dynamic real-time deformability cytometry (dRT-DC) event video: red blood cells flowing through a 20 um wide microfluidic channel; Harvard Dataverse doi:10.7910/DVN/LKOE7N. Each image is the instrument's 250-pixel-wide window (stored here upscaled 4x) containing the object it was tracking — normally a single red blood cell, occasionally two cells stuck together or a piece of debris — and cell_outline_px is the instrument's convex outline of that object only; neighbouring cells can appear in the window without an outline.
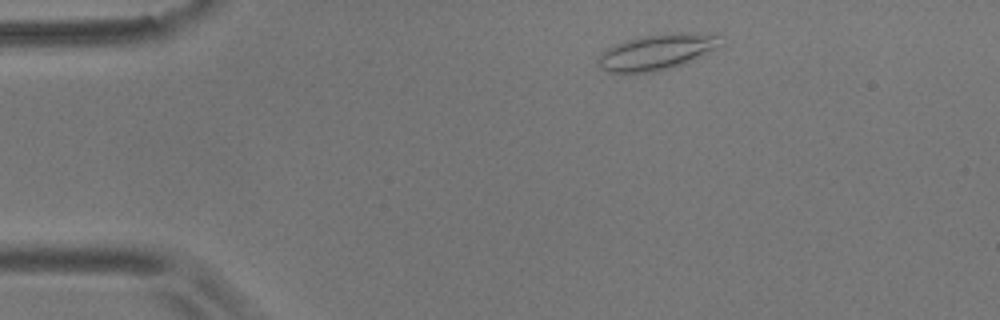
{"species": "common noctule bat (a hibernating species)", "species_latin": "Nyctalus noctula", "temperature_condition": "room temperature", "stored_images_in_passage": 50, "camera_frame_rate_fps": 3000, "um_per_image_px": 0.085, "animal": {"sex": "male", "body_mass_g": 17.9}, "frame": {"image": 1, "passage_image": 4, "time_ms": 1.0, "image_size_px": [1000, 320], "cell_outline_px": [[724, 44], [684, 64], [652, 72], [604, 72], [596, 64], [596, 56], [600, 52], [616, 44], [640, 36], [680, 32], [716, 36]], "centroid_in_image_um": [55.73, 4.44], "position_along_channel_um": 29.3, "area_um2": 25.2}}
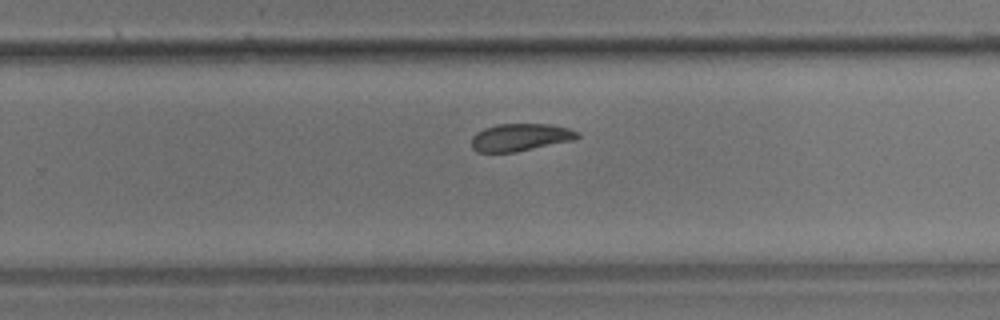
{"frame": {"image": 2, "passage_image": 30, "time_ms": 9.667, "image_size_px": [1000, 320], "cell_outline_px": [[580, 136], [572, 140], [516, 152], [476, 152], [472, 148], [472, 136], [476, 132], [484, 128], [496, 124], [548, 124], [568, 128], [580, 132]], "centroid_in_image_um": [44.2, 11.67], "position_along_channel_um": 285.6, "area_um2": 16.94}}
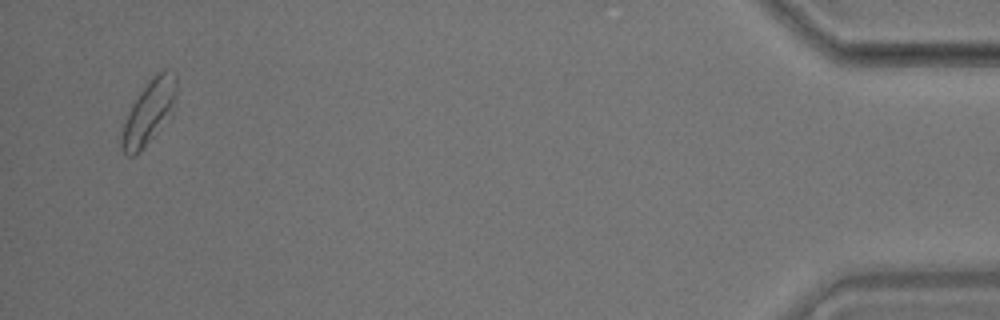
{"frame": {"image": 3, "passage_image": 48, "time_ms": 15.667, "image_size_px": [1000, 320], "cell_outline_px": [[176, 104], [172, 112], [140, 152], [136, 156], [128, 156], [120, 148], [120, 136], [124, 116], [140, 92], [152, 76], [164, 68], [176, 72]], "centroid_in_image_um": [12.63, 9.52], "position_along_channel_um": 422.6, "area_um2": 20.63}, "authors_computed_cell_mechanics": {"area_um2": 18.207, "velocity_mm_per_s": 3.6097, "shape_relaxation_time_tau1_ms": 5.1036, "shape_relaxation_time_tau2_ms": 3.8055, "deformation_change_tau1": 0.1179, "deformation_change_tau2": 0.096}}